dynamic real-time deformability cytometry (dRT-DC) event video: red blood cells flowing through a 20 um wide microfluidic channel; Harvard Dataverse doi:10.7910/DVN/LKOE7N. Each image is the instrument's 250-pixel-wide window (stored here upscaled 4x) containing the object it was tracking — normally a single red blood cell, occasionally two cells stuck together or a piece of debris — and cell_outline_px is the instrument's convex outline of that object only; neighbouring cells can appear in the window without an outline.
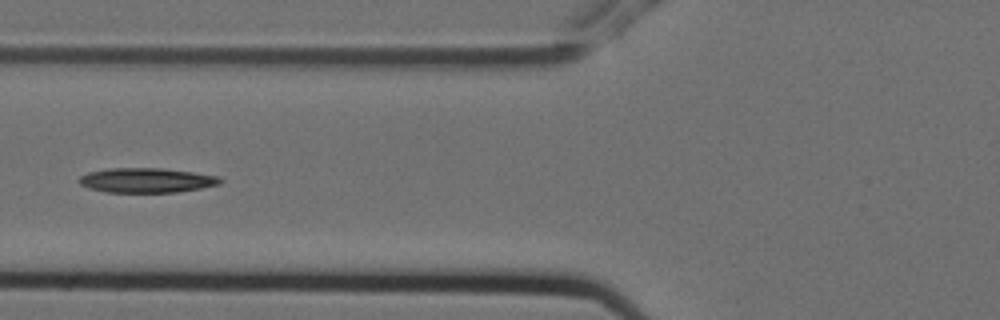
{"species": "Egyptian fruit bat (a non-hibernating species)", "species_latin": "Rousettus aegyptiacus", "temperature_condition": "cold", "stored_images_in_passage": 7, "camera_frame_rate_fps": 3000, "um_per_image_px": 0.085, "animal": {"sex": "female"}, "frame": {"image": 1, "passage_image": 6, "time_ms": 1.667, "image_size_px": [1000, 320], "cell_outline_px": [[224, 180], [220, 184], [200, 188], [176, 192], [104, 192], [88, 188], [80, 184], [76, 180], [80, 176], [88, 172], [108, 168], [160, 168], [192, 172], [220, 176]], "centroid_in_image_um": [12.43, 15.32], "position_along_channel_um": 113.4, "area_um2": 20.4}}
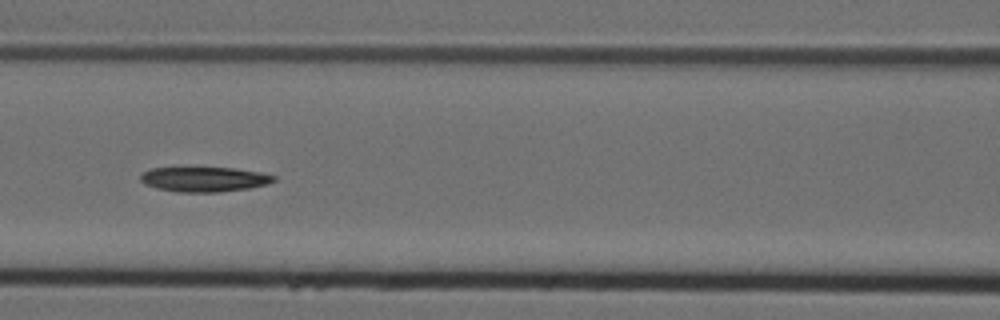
{"frame": {"image": 2, "passage_image": 7, "time_ms": 2.0, "image_size_px": [1000, 320], "cell_outline_px": [[276, 180], [268, 184], [248, 188], [220, 192], [176, 192], [156, 188], [144, 184], [140, 180], [140, 176], [144, 172], [152, 168], [236, 168], [260, 172], [276, 176]], "centroid_in_image_um": [17.37, 15.24], "position_along_channel_um": 149.2, "area_um2": 19.31}}